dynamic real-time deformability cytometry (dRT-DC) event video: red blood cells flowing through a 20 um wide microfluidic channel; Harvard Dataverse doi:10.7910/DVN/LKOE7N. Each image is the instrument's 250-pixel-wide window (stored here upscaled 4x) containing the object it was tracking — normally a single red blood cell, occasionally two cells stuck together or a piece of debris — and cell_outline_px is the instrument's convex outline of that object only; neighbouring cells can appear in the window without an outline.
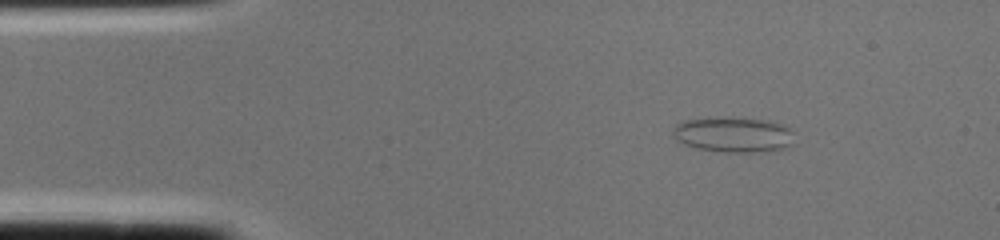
{"species": "common noctule bat (a hibernating species)", "species_latin": "Nyctalus noctula", "temperature_condition": "cold", "stored_images_in_passage": 1, "camera_frame_rate_fps": 3000, "um_per_image_px": 0.085, "animal": {"sex": "female", "body_mass_g": 22.0, "forearm_length_mm": 56.7}, "frame": {"image": 1, "passage_image": 1, "time_ms": 0.0, "image_size_px": [1000, 240], "cell_outline_px": [[792, 144], [788, 148], [752, 152], [724, 152], [696, 148], [684, 144], [676, 140], [672, 136], [672, 132], [676, 124], [684, 120], [764, 120], [784, 124], [792, 128]], "centroid_in_image_um": [62.36, 11.49], "position_along_channel_um": 22.6, "area_um2": 24.16}}